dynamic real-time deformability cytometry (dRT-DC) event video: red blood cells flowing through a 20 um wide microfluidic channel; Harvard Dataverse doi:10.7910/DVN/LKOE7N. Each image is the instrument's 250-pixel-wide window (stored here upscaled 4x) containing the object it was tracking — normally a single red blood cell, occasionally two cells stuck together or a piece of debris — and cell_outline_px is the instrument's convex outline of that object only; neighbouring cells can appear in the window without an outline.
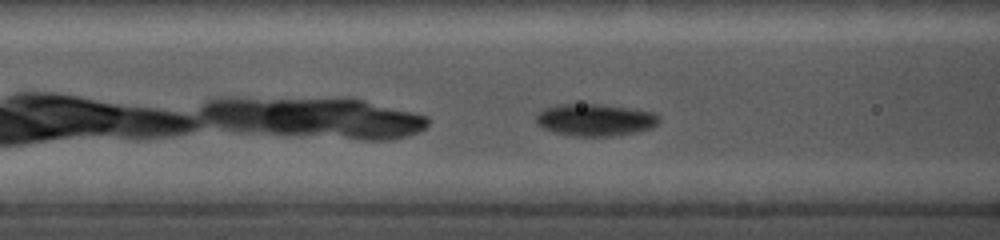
{"species": "common noctule bat (a hibernating species)", "species_latin": "Nyctalus noctula", "temperature_condition": "cold", "stored_images_in_passage": 29, "camera_frame_rate_fps": 5000, "um_per_image_px": 0.085, "animal": {"sex": "female", "body_mass_g": 19.0, "forearm_length_mm": 56.7}, "frame": {"image": 1, "passage_image": 5, "time_ms": 1.6, "image_size_px": [1000, 240], "cell_outline_px": [[660, 120], [652, 128], [636, 132], [612, 136], [576, 136], [552, 132], [536, 124], [536, 116], [544, 108], [556, 104], [596, 104], [628, 108], [652, 112], [660, 116]], "centroid_in_image_um": [50.57, 10.19], "position_along_channel_um": 116.0, "area_um2": 22.95}}
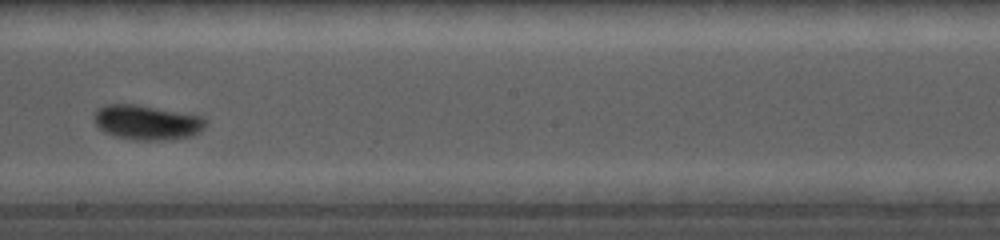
{"frame": {"image": 2, "passage_image": 12, "time_ms": 4.8, "image_size_px": [1000, 240], "cell_outline_px": [[208, 120], [204, 128], [200, 132], [188, 136], [164, 140], [136, 140], [116, 136], [104, 132], [96, 124], [96, 108], [104, 104], [136, 104], [204, 116]], "centroid_in_image_um": [12.52, 10.39], "position_along_channel_um": 235.7, "area_um2": 22.54}}
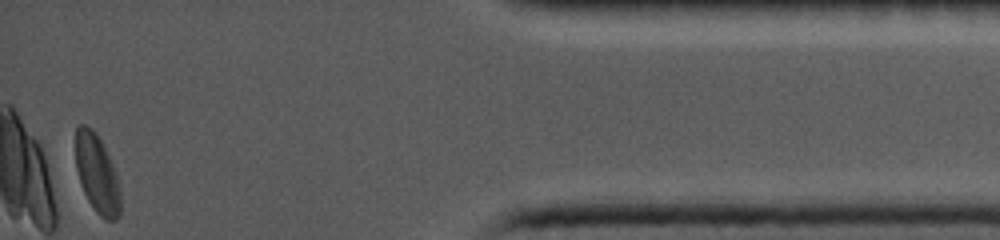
{"frame": {"image": 3, "passage_image": 29, "time_ms": 11.0, "image_size_px": [1000, 240], "cell_outline_px": [[120, 216], [116, 220], [104, 220], [96, 212], [88, 200], [80, 184], [76, 168], [76, 128], [80, 124], [84, 124], [92, 128], [96, 132], [112, 164], [116, 176], [120, 192]], "centroid_in_image_um": [8.24, 14.79], "position_along_channel_um": 427.0, "area_um2": 20.35}}